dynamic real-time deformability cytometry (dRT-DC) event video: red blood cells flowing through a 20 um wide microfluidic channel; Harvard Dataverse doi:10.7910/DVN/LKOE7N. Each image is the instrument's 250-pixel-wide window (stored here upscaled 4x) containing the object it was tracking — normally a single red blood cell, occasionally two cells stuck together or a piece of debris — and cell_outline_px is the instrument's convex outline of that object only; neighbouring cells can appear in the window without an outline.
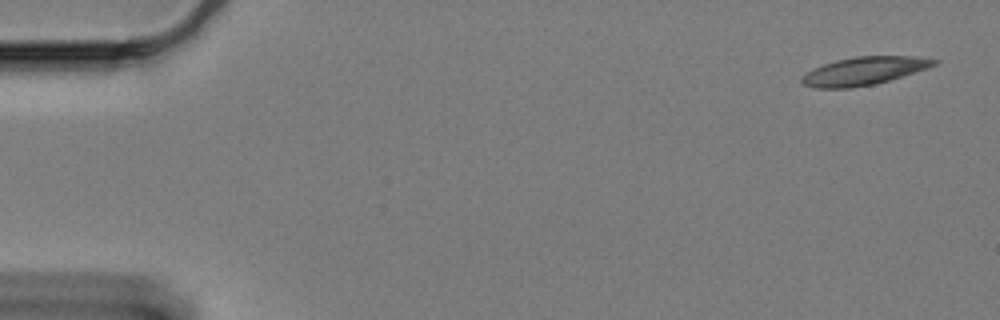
{"species": "Egyptian fruit bat (a non-hibernating species)", "species_latin": "Rousettus aegyptiacus", "temperature_condition": "cold", "stored_images_in_passage": 49, "camera_frame_rate_fps": 3000, "um_per_image_px": 0.085, "animal": {"sex": "female"}, "frame": {"image": 1, "passage_image": 1, "time_ms": 0.0, "image_size_px": [1000, 320], "cell_outline_px": [[940, 60], [936, 64], [928, 68], [888, 80], [872, 84], [852, 88], [816, 88], [804, 84], [800, 80], [808, 72], [824, 64], [836, 60], [856, 56], [912, 56]], "centroid_in_image_um": [73.46, 6.02], "position_along_channel_um": 11.5, "area_um2": 21.21}}
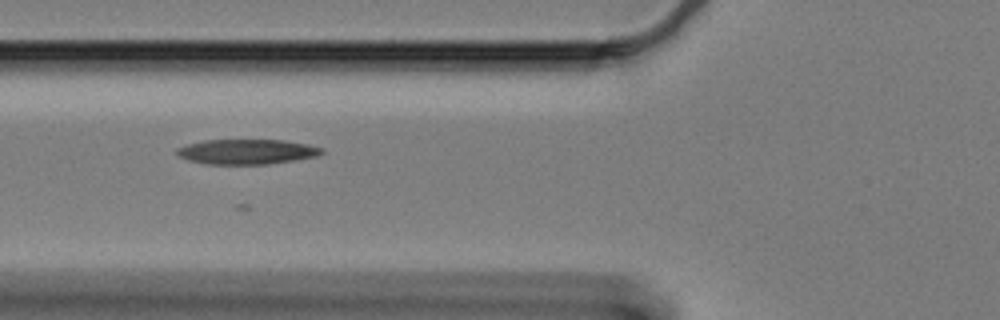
{"frame": {"image": 2, "passage_image": 21, "time_ms": 6.667, "image_size_px": [1000, 320], "cell_outline_px": [[324, 152], [316, 156], [268, 164], [208, 164], [188, 160], [180, 156], [176, 152], [176, 148], [188, 144], [204, 140], [284, 140], [308, 144], [324, 148]], "centroid_in_image_um": [20.99, 12.89], "position_along_channel_um": 104.8, "area_um2": 20.98}}
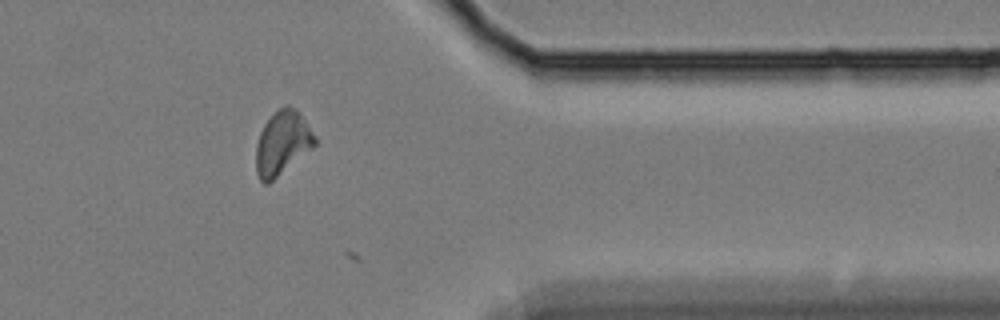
{"frame": {"image": 3, "passage_image": 48, "time_ms": 15.667, "image_size_px": [1000, 320], "cell_outline_px": [[316, 144], [312, 148], [268, 184], [264, 184], [260, 180], [256, 172], [256, 144], [260, 132], [264, 124], [284, 104], [288, 104], [300, 112], [316, 136]], "centroid_in_image_um": [24.0, 12.15], "position_along_channel_um": 387.4, "area_um2": 21.79}}